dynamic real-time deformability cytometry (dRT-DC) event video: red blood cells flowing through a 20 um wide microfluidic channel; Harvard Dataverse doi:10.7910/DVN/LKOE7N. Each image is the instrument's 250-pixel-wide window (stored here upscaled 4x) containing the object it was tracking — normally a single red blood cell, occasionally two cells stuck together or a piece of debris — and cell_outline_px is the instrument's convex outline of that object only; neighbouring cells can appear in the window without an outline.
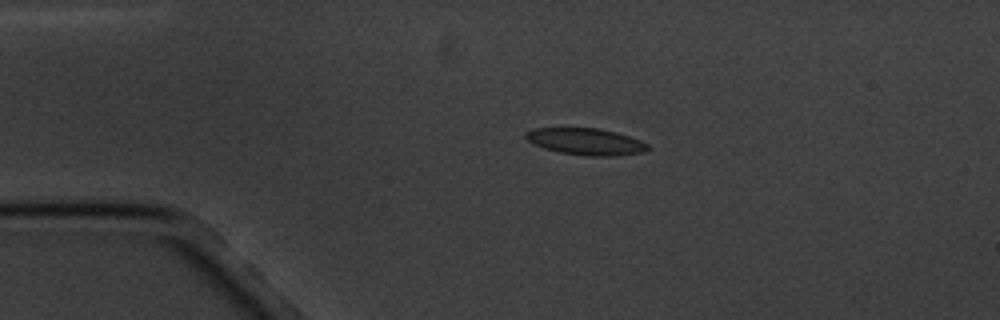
{"species": "common noctule bat (a hibernating species)", "species_latin": "Nyctalus noctula", "temperature_condition": "cold", "stored_images_in_passage": 4, "camera_frame_rate_fps": 3000, "um_per_image_px": 0.085, "animal": {"sex": "male", "body_mass_g": 20.1, "forearm_length_mm": 53.5}, "frame": {"image": 1, "passage_image": 3, "time_ms": 2.333, "image_size_px": [1000, 320], "cell_outline_px": [[652, 148], [644, 152], [616, 156], [588, 156], [560, 152], [544, 148], [532, 144], [524, 136], [524, 132], [532, 128], [600, 128], [616, 132], [640, 140], [648, 144]], "centroid_in_image_um": [49.8, 12.03], "position_along_channel_um": 35.2, "area_um2": 19.19}}